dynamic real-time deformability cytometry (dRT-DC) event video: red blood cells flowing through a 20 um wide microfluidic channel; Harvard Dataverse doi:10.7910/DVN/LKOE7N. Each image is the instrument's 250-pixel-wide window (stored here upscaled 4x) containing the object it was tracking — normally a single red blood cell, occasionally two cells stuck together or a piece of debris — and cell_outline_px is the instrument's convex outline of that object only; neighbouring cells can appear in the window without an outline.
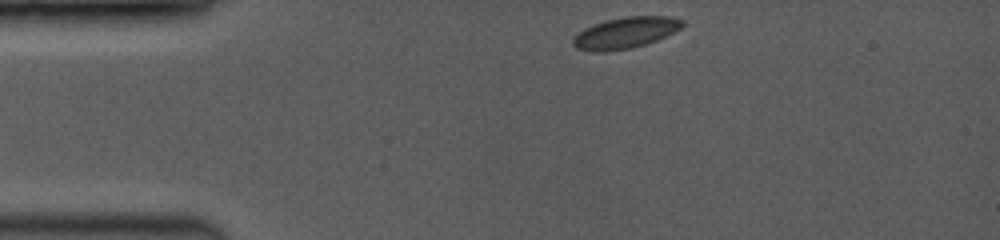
{"species": "common noctule bat (a hibernating species)", "species_latin": "Nyctalus noctula", "temperature_condition": "room temperature", "stored_images_in_passage": 31, "camera_frame_rate_fps": 3500, "um_per_image_px": 0.085, "animal": {"sex": "female", "body_mass_g": 19.0, "forearm_length_mm": 53.3}, "frame": {"image": 1, "passage_image": 1, "time_ms": 0.0, "image_size_px": [1000, 240], "cell_outline_px": [[684, 24], [680, 28], [656, 40], [632, 48], [604, 52], [596, 52], [576, 48], [572, 44], [572, 40], [580, 32], [596, 24], [608, 20], [628, 16], [668, 16], [684, 20]], "centroid_in_image_um": [53.18, 2.79], "position_along_channel_um": 31.8, "area_um2": 19.42}}
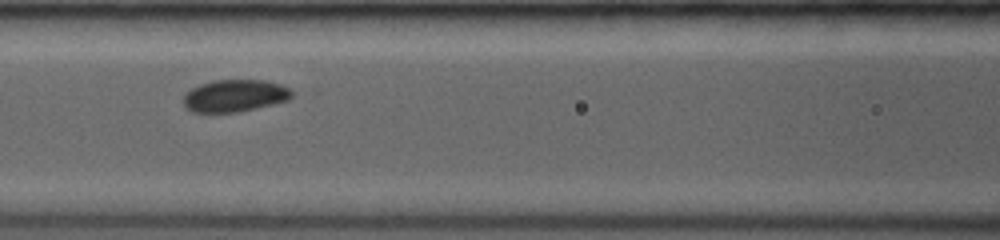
{"frame": {"image": 2, "passage_image": 18, "time_ms": 4.0, "image_size_px": [1000, 240], "cell_outline_px": [[300, 92], [288, 100], [240, 112], [192, 112], [184, 108], [184, 96], [192, 88], [200, 84], [212, 80], [264, 80], [280, 84], [292, 88]], "centroid_in_image_um": [20.03, 8.13], "position_along_channel_um": 146.6, "area_um2": 20.69}}
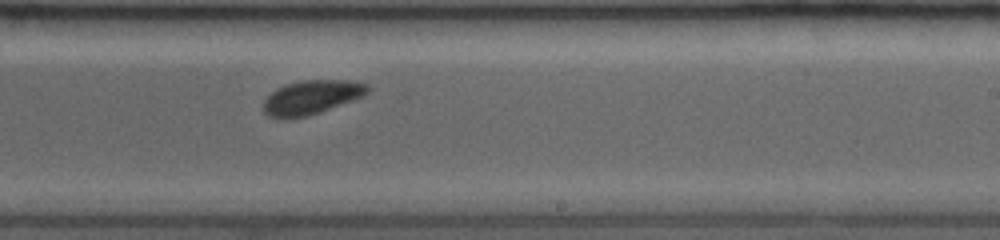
{"frame": {"image": 3, "passage_image": 31, "time_ms": 6.857, "image_size_px": [1000, 240], "cell_outline_px": [[368, 92], [364, 96], [320, 112], [308, 116], [284, 120], [276, 120], [268, 116], [264, 112], [264, 100], [276, 88], [288, 84], [304, 80], [348, 80], [368, 84]], "centroid_in_image_um": [26.45, 8.3], "position_along_channel_um": 262.6, "area_um2": 20.81}}